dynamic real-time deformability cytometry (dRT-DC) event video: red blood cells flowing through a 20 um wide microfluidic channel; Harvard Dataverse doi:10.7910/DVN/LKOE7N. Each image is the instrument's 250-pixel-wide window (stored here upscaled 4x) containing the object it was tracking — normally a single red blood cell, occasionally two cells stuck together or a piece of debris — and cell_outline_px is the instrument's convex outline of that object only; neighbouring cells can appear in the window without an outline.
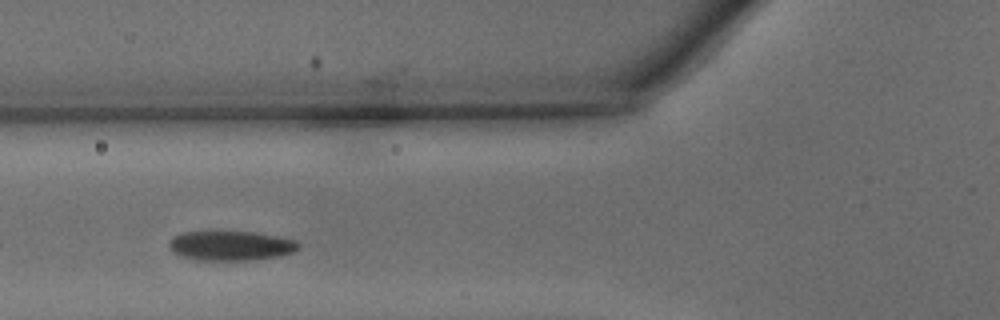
{"species": "common noctule bat (a hibernating species)", "species_latin": "Nyctalus noctula", "temperature_condition": "warm", "stored_images_in_passage": 14, "camera_frame_rate_fps": 3000, "um_per_image_px": 0.085, "animal": {"sex": "male", "body_mass_g": 15.6}, "frame": {"image": 1, "passage_image": 7, "time_ms": 2.0, "image_size_px": [1000, 320], "cell_outline_px": [[300, 248], [296, 252], [280, 256], [252, 260], [200, 260], [180, 256], [172, 252], [168, 248], [168, 240], [172, 236], [180, 232], [256, 232], [296, 240], [300, 244]], "centroid_in_image_um": [19.61, 20.89], "position_along_channel_um": 106.2, "area_um2": 22.66}}